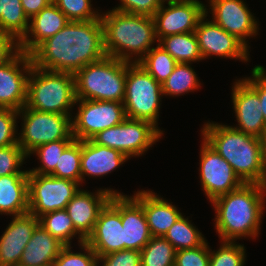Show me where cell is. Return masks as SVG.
I'll return each mask as SVG.
<instances>
[{
  "instance_id": "6da1fadb",
  "label": "cell",
  "mask_w": 266,
  "mask_h": 266,
  "mask_svg": "<svg viewBox=\"0 0 266 266\" xmlns=\"http://www.w3.org/2000/svg\"><path fill=\"white\" fill-rule=\"evenodd\" d=\"M33 66L76 74L90 63L107 56L101 17L91 21H69L55 35L30 53Z\"/></svg>"
},
{
  "instance_id": "7a4b0ae2",
  "label": "cell",
  "mask_w": 266,
  "mask_h": 266,
  "mask_svg": "<svg viewBox=\"0 0 266 266\" xmlns=\"http://www.w3.org/2000/svg\"><path fill=\"white\" fill-rule=\"evenodd\" d=\"M265 197L266 185L243 183L239 188L214 199L211 203L216 213L215 229L220 240L259 237Z\"/></svg>"
},
{
  "instance_id": "3957f363",
  "label": "cell",
  "mask_w": 266,
  "mask_h": 266,
  "mask_svg": "<svg viewBox=\"0 0 266 266\" xmlns=\"http://www.w3.org/2000/svg\"><path fill=\"white\" fill-rule=\"evenodd\" d=\"M201 133L202 139L231 165L243 183L266 185L263 139L210 121L204 123Z\"/></svg>"
},
{
  "instance_id": "277c9868",
  "label": "cell",
  "mask_w": 266,
  "mask_h": 266,
  "mask_svg": "<svg viewBox=\"0 0 266 266\" xmlns=\"http://www.w3.org/2000/svg\"><path fill=\"white\" fill-rule=\"evenodd\" d=\"M101 20L104 29V49L109 57L138 63L154 43H158L155 21L152 17L112 9L102 13Z\"/></svg>"
},
{
  "instance_id": "5b68a950",
  "label": "cell",
  "mask_w": 266,
  "mask_h": 266,
  "mask_svg": "<svg viewBox=\"0 0 266 266\" xmlns=\"http://www.w3.org/2000/svg\"><path fill=\"white\" fill-rule=\"evenodd\" d=\"M76 100L74 74L32 67L27 83L26 107L72 118Z\"/></svg>"
},
{
  "instance_id": "8992f818",
  "label": "cell",
  "mask_w": 266,
  "mask_h": 266,
  "mask_svg": "<svg viewBox=\"0 0 266 266\" xmlns=\"http://www.w3.org/2000/svg\"><path fill=\"white\" fill-rule=\"evenodd\" d=\"M74 76L76 99L123 103L127 62L106 56L86 65Z\"/></svg>"
},
{
  "instance_id": "52a82bcc",
  "label": "cell",
  "mask_w": 266,
  "mask_h": 266,
  "mask_svg": "<svg viewBox=\"0 0 266 266\" xmlns=\"http://www.w3.org/2000/svg\"><path fill=\"white\" fill-rule=\"evenodd\" d=\"M162 86L139 63L127 62L123 105L126 118L146 120L158 127Z\"/></svg>"
},
{
  "instance_id": "ba28073f",
  "label": "cell",
  "mask_w": 266,
  "mask_h": 266,
  "mask_svg": "<svg viewBox=\"0 0 266 266\" xmlns=\"http://www.w3.org/2000/svg\"><path fill=\"white\" fill-rule=\"evenodd\" d=\"M18 117H22L18 144L28 157L40 145L62 139H75L72 135L71 117L68 115L41 112L24 105L18 111Z\"/></svg>"
},
{
  "instance_id": "9c48e42d",
  "label": "cell",
  "mask_w": 266,
  "mask_h": 266,
  "mask_svg": "<svg viewBox=\"0 0 266 266\" xmlns=\"http://www.w3.org/2000/svg\"><path fill=\"white\" fill-rule=\"evenodd\" d=\"M163 134L149 121L126 118L122 123L100 131L91 140L118 150L130 159L143 155Z\"/></svg>"
},
{
  "instance_id": "30bf717a",
  "label": "cell",
  "mask_w": 266,
  "mask_h": 266,
  "mask_svg": "<svg viewBox=\"0 0 266 266\" xmlns=\"http://www.w3.org/2000/svg\"><path fill=\"white\" fill-rule=\"evenodd\" d=\"M80 185L69 179L28 171L29 213L39 218L48 212L66 209L69 201L81 189Z\"/></svg>"
},
{
  "instance_id": "8fae6325",
  "label": "cell",
  "mask_w": 266,
  "mask_h": 266,
  "mask_svg": "<svg viewBox=\"0 0 266 266\" xmlns=\"http://www.w3.org/2000/svg\"><path fill=\"white\" fill-rule=\"evenodd\" d=\"M78 111L71 118L75 140H90L100 131L114 127L126 119L123 103L77 99Z\"/></svg>"
},
{
  "instance_id": "7c38bea8",
  "label": "cell",
  "mask_w": 266,
  "mask_h": 266,
  "mask_svg": "<svg viewBox=\"0 0 266 266\" xmlns=\"http://www.w3.org/2000/svg\"><path fill=\"white\" fill-rule=\"evenodd\" d=\"M166 2L168 6L165 5ZM205 14L206 6L202 1L164 0L153 17L158 42L169 35L195 32Z\"/></svg>"
},
{
  "instance_id": "4fadbf2b",
  "label": "cell",
  "mask_w": 266,
  "mask_h": 266,
  "mask_svg": "<svg viewBox=\"0 0 266 266\" xmlns=\"http://www.w3.org/2000/svg\"><path fill=\"white\" fill-rule=\"evenodd\" d=\"M201 145L200 182L202 190L211 203L217 197L239 188L243 182L235 174L231 165L210 145L204 140Z\"/></svg>"
},
{
  "instance_id": "5bb4252c",
  "label": "cell",
  "mask_w": 266,
  "mask_h": 266,
  "mask_svg": "<svg viewBox=\"0 0 266 266\" xmlns=\"http://www.w3.org/2000/svg\"><path fill=\"white\" fill-rule=\"evenodd\" d=\"M32 67L30 54L22 50L0 65V108L19 111L26 104L27 83Z\"/></svg>"
},
{
  "instance_id": "9a60e30c",
  "label": "cell",
  "mask_w": 266,
  "mask_h": 266,
  "mask_svg": "<svg viewBox=\"0 0 266 266\" xmlns=\"http://www.w3.org/2000/svg\"><path fill=\"white\" fill-rule=\"evenodd\" d=\"M207 10L209 9L206 5V14L200 19L195 29L203 59L214 55L221 58L239 59L244 62L249 61V49L213 20L208 21Z\"/></svg>"
},
{
  "instance_id": "2e32d148",
  "label": "cell",
  "mask_w": 266,
  "mask_h": 266,
  "mask_svg": "<svg viewBox=\"0 0 266 266\" xmlns=\"http://www.w3.org/2000/svg\"><path fill=\"white\" fill-rule=\"evenodd\" d=\"M212 20L248 49L247 38L258 34V21L243 0H209ZM212 12V13H211Z\"/></svg>"
},
{
  "instance_id": "e0dca14e",
  "label": "cell",
  "mask_w": 266,
  "mask_h": 266,
  "mask_svg": "<svg viewBox=\"0 0 266 266\" xmlns=\"http://www.w3.org/2000/svg\"><path fill=\"white\" fill-rule=\"evenodd\" d=\"M232 103L238 122L234 128L251 136L264 139L266 134V122L261 112V104L258 94L243 80L233 83Z\"/></svg>"
},
{
  "instance_id": "ac0fdd59",
  "label": "cell",
  "mask_w": 266,
  "mask_h": 266,
  "mask_svg": "<svg viewBox=\"0 0 266 266\" xmlns=\"http://www.w3.org/2000/svg\"><path fill=\"white\" fill-rule=\"evenodd\" d=\"M109 203L121 214L124 249L141 251L152 237L142 205L124 194L112 195Z\"/></svg>"
},
{
  "instance_id": "d6986e66",
  "label": "cell",
  "mask_w": 266,
  "mask_h": 266,
  "mask_svg": "<svg viewBox=\"0 0 266 266\" xmlns=\"http://www.w3.org/2000/svg\"><path fill=\"white\" fill-rule=\"evenodd\" d=\"M119 194L123 193L111 188H100L94 193L80 189L66 206L74 228L87 239L94 230L100 211L109 202L112 195Z\"/></svg>"
},
{
  "instance_id": "ffe728a7",
  "label": "cell",
  "mask_w": 266,
  "mask_h": 266,
  "mask_svg": "<svg viewBox=\"0 0 266 266\" xmlns=\"http://www.w3.org/2000/svg\"><path fill=\"white\" fill-rule=\"evenodd\" d=\"M85 242L98 257L124 250L121 214L109 202L100 211L94 230Z\"/></svg>"
},
{
  "instance_id": "44dd1931",
  "label": "cell",
  "mask_w": 266,
  "mask_h": 266,
  "mask_svg": "<svg viewBox=\"0 0 266 266\" xmlns=\"http://www.w3.org/2000/svg\"><path fill=\"white\" fill-rule=\"evenodd\" d=\"M38 225L39 218L29 212L12 216V221L0 237V266L19 264L22 253Z\"/></svg>"
},
{
  "instance_id": "7402d4cb",
  "label": "cell",
  "mask_w": 266,
  "mask_h": 266,
  "mask_svg": "<svg viewBox=\"0 0 266 266\" xmlns=\"http://www.w3.org/2000/svg\"><path fill=\"white\" fill-rule=\"evenodd\" d=\"M129 158L118 150L101 146L91 139L81 141V184L85 176L102 177L124 164Z\"/></svg>"
},
{
  "instance_id": "603a6c76",
  "label": "cell",
  "mask_w": 266,
  "mask_h": 266,
  "mask_svg": "<svg viewBox=\"0 0 266 266\" xmlns=\"http://www.w3.org/2000/svg\"><path fill=\"white\" fill-rule=\"evenodd\" d=\"M150 190L137 191L133 197L142 205L151 236H164L182 215L179 208Z\"/></svg>"
},
{
  "instance_id": "cb8c5ba5",
  "label": "cell",
  "mask_w": 266,
  "mask_h": 266,
  "mask_svg": "<svg viewBox=\"0 0 266 266\" xmlns=\"http://www.w3.org/2000/svg\"><path fill=\"white\" fill-rule=\"evenodd\" d=\"M69 21L67 16L51 2L30 19L28 33L19 42V50L30 54L41 42L55 35Z\"/></svg>"
},
{
  "instance_id": "d4e9b609",
  "label": "cell",
  "mask_w": 266,
  "mask_h": 266,
  "mask_svg": "<svg viewBox=\"0 0 266 266\" xmlns=\"http://www.w3.org/2000/svg\"><path fill=\"white\" fill-rule=\"evenodd\" d=\"M64 245L40 224L26 245L19 264L23 266H52Z\"/></svg>"
},
{
  "instance_id": "484cf974",
  "label": "cell",
  "mask_w": 266,
  "mask_h": 266,
  "mask_svg": "<svg viewBox=\"0 0 266 266\" xmlns=\"http://www.w3.org/2000/svg\"><path fill=\"white\" fill-rule=\"evenodd\" d=\"M28 212V174L1 176L0 214L19 216Z\"/></svg>"
},
{
  "instance_id": "4316f807",
  "label": "cell",
  "mask_w": 266,
  "mask_h": 266,
  "mask_svg": "<svg viewBox=\"0 0 266 266\" xmlns=\"http://www.w3.org/2000/svg\"><path fill=\"white\" fill-rule=\"evenodd\" d=\"M30 19L20 0H0V32L13 36L20 42L28 33Z\"/></svg>"
},
{
  "instance_id": "83f0119b",
  "label": "cell",
  "mask_w": 266,
  "mask_h": 266,
  "mask_svg": "<svg viewBox=\"0 0 266 266\" xmlns=\"http://www.w3.org/2000/svg\"><path fill=\"white\" fill-rule=\"evenodd\" d=\"M178 63H193L203 60L195 32L163 37L159 42Z\"/></svg>"
},
{
  "instance_id": "f1b7e54d",
  "label": "cell",
  "mask_w": 266,
  "mask_h": 266,
  "mask_svg": "<svg viewBox=\"0 0 266 266\" xmlns=\"http://www.w3.org/2000/svg\"><path fill=\"white\" fill-rule=\"evenodd\" d=\"M39 224L64 246H71V240L78 235V243L85 238L74 228L72 219L66 209L48 212L39 217Z\"/></svg>"
},
{
  "instance_id": "f546056e",
  "label": "cell",
  "mask_w": 266,
  "mask_h": 266,
  "mask_svg": "<svg viewBox=\"0 0 266 266\" xmlns=\"http://www.w3.org/2000/svg\"><path fill=\"white\" fill-rule=\"evenodd\" d=\"M191 63H178L169 77L161 84L165 96L177 97L198 90L201 83Z\"/></svg>"
},
{
  "instance_id": "4dcf8cb0",
  "label": "cell",
  "mask_w": 266,
  "mask_h": 266,
  "mask_svg": "<svg viewBox=\"0 0 266 266\" xmlns=\"http://www.w3.org/2000/svg\"><path fill=\"white\" fill-rule=\"evenodd\" d=\"M169 241L176 251L181 249H193L203 245L207 240L204 235L191 224L183 214L170 227L163 236Z\"/></svg>"
},
{
  "instance_id": "1f68e13d",
  "label": "cell",
  "mask_w": 266,
  "mask_h": 266,
  "mask_svg": "<svg viewBox=\"0 0 266 266\" xmlns=\"http://www.w3.org/2000/svg\"><path fill=\"white\" fill-rule=\"evenodd\" d=\"M138 63L160 84L169 77L178 64L159 44L152 47Z\"/></svg>"
},
{
  "instance_id": "d6a6232c",
  "label": "cell",
  "mask_w": 266,
  "mask_h": 266,
  "mask_svg": "<svg viewBox=\"0 0 266 266\" xmlns=\"http://www.w3.org/2000/svg\"><path fill=\"white\" fill-rule=\"evenodd\" d=\"M176 250L163 236H152L141 250V266H174Z\"/></svg>"
},
{
  "instance_id": "836d02e7",
  "label": "cell",
  "mask_w": 266,
  "mask_h": 266,
  "mask_svg": "<svg viewBox=\"0 0 266 266\" xmlns=\"http://www.w3.org/2000/svg\"><path fill=\"white\" fill-rule=\"evenodd\" d=\"M81 141L74 140L61 154L55 170L50 174L57 178L81 183Z\"/></svg>"
},
{
  "instance_id": "e575fe53",
  "label": "cell",
  "mask_w": 266,
  "mask_h": 266,
  "mask_svg": "<svg viewBox=\"0 0 266 266\" xmlns=\"http://www.w3.org/2000/svg\"><path fill=\"white\" fill-rule=\"evenodd\" d=\"M75 139H62L38 146L31 154L38 156L40 166L28 170L30 173L50 175L56 168L61 154Z\"/></svg>"
},
{
  "instance_id": "d590c367",
  "label": "cell",
  "mask_w": 266,
  "mask_h": 266,
  "mask_svg": "<svg viewBox=\"0 0 266 266\" xmlns=\"http://www.w3.org/2000/svg\"><path fill=\"white\" fill-rule=\"evenodd\" d=\"M217 251L210 249L209 266H244L246 250L244 244L235 241H221Z\"/></svg>"
},
{
  "instance_id": "8d00e7d4",
  "label": "cell",
  "mask_w": 266,
  "mask_h": 266,
  "mask_svg": "<svg viewBox=\"0 0 266 266\" xmlns=\"http://www.w3.org/2000/svg\"><path fill=\"white\" fill-rule=\"evenodd\" d=\"M78 245L84 253H75L71 246H64L52 266H98V256L92 248L86 242Z\"/></svg>"
},
{
  "instance_id": "74e56055",
  "label": "cell",
  "mask_w": 266,
  "mask_h": 266,
  "mask_svg": "<svg viewBox=\"0 0 266 266\" xmlns=\"http://www.w3.org/2000/svg\"><path fill=\"white\" fill-rule=\"evenodd\" d=\"M70 21H91L101 17L91 0H52Z\"/></svg>"
},
{
  "instance_id": "f35d334b",
  "label": "cell",
  "mask_w": 266,
  "mask_h": 266,
  "mask_svg": "<svg viewBox=\"0 0 266 266\" xmlns=\"http://www.w3.org/2000/svg\"><path fill=\"white\" fill-rule=\"evenodd\" d=\"M28 156L19 144L0 148V177L13 174H28V170H21L24 160Z\"/></svg>"
},
{
  "instance_id": "ab89813d",
  "label": "cell",
  "mask_w": 266,
  "mask_h": 266,
  "mask_svg": "<svg viewBox=\"0 0 266 266\" xmlns=\"http://www.w3.org/2000/svg\"><path fill=\"white\" fill-rule=\"evenodd\" d=\"M18 110L0 108V148L18 144Z\"/></svg>"
},
{
  "instance_id": "60d3db41",
  "label": "cell",
  "mask_w": 266,
  "mask_h": 266,
  "mask_svg": "<svg viewBox=\"0 0 266 266\" xmlns=\"http://www.w3.org/2000/svg\"><path fill=\"white\" fill-rule=\"evenodd\" d=\"M209 263L210 248L206 241L199 247L176 251L174 266H209Z\"/></svg>"
},
{
  "instance_id": "b9f144b4",
  "label": "cell",
  "mask_w": 266,
  "mask_h": 266,
  "mask_svg": "<svg viewBox=\"0 0 266 266\" xmlns=\"http://www.w3.org/2000/svg\"><path fill=\"white\" fill-rule=\"evenodd\" d=\"M118 7L114 10L119 12L154 17L155 13L161 8L164 0H120Z\"/></svg>"
},
{
  "instance_id": "7bdbcfd3",
  "label": "cell",
  "mask_w": 266,
  "mask_h": 266,
  "mask_svg": "<svg viewBox=\"0 0 266 266\" xmlns=\"http://www.w3.org/2000/svg\"><path fill=\"white\" fill-rule=\"evenodd\" d=\"M99 265L100 266H141V251L124 249L117 252L109 253L104 256H99L98 266Z\"/></svg>"
},
{
  "instance_id": "ee69618b",
  "label": "cell",
  "mask_w": 266,
  "mask_h": 266,
  "mask_svg": "<svg viewBox=\"0 0 266 266\" xmlns=\"http://www.w3.org/2000/svg\"><path fill=\"white\" fill-rule=\"evenodd\" d=\"M251 77H244L243 80L258 94L261 104V112L266 122V70L261 65H255Z\"/></svg>"
},
{
  "instance_id": "f6af8a7d",
  "label": "cell",
  "mask_w": 266,
  "mask_h": 266,
  "mask_svg": "<svg viewBox=\"0 0 266 266\" xmlns=\"http://www.w3.org/2000/svg\"><path fill=\"white\" fill-rule=\"evenodd\" d=\"M19 51V42L11 35L0 32V65L9 61Z\"/></svg>"
},
{
  "instance_id": "bcb514c9",
  "label": "cell",
  "mask_w": 266,
  "mask_h": 266,
  "mask_svg": "<svg viewBox=\"0 0 266 266\" xmlns=\"http://www.w3.org/2000/svg\"><path fill=\"white\" fill-rule=\"evenodd\" d=\"M25 14L31 19L41 9L47 7L52 0H20Z\"/></svg>"
},
{
  "instance_id": "7dc6e473",
  "label": "cell",
  "mask_w": 266,
  "mask_h": 266,
  "mask_svg": "<svg viewBox=\"0 0 266 266\" xmlns=\"http://www.w3.org/2000/svg\"><path fill=\"white\" fill-rule=\"evenodd\" d=\"M263 141H264V157H265V162H266V134H265Z\"/></svg>"
},
{
  "instance_id": "c3c4849f",
  "label": "cell",
  "mask_w": 266,
  "mask_h": 266,
  "mask_svg": "<svg viewBox=\"0 0 266 266\" xmlns=\"http://www.w3.org/2000/svg\"><path fill=\"white\" fill-rule=\"evenodd\" d=\"M8 266H23L21 264H15V265H8Z\"/></svg>"
}]
</instances>
